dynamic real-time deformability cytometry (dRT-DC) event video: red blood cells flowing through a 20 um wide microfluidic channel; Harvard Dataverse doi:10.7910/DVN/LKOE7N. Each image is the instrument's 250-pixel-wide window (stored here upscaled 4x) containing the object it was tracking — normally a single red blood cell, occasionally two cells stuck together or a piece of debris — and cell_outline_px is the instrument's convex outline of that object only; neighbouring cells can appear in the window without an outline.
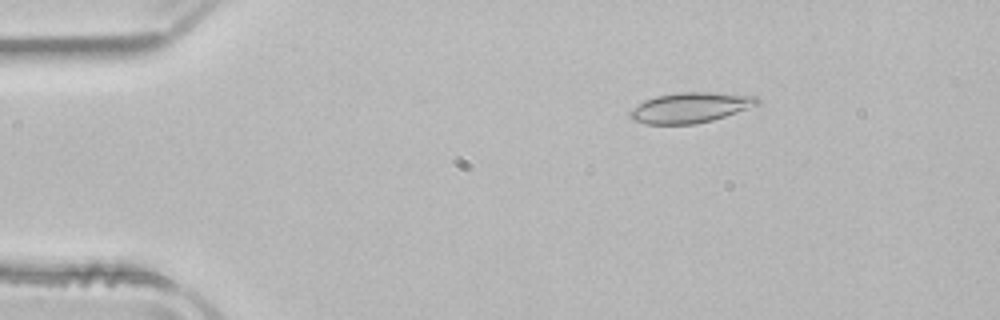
{"species": "common noctule bat (a hibernating species)", "species_latin": "Nyctalus noctula", "temperature_condition": "room temperature", "stored_images_in_passage": 4, "camera_frame_rate_fps": 3000, "um_per_image_px": 0.085, "animal": {"sex": "male", "body_mass_g": 21.5, "forearm_length_mm": 52.0}, "frame": {"image": 1, "passage_image": 4, "time_ms": 1.0, "image_size_px": [1000, 320], "cell_outline_px": [[760, 104], [712, 120], [696, 124], [644, 124], [632, 120], [628, 116], [628, 112], [632, 108], [644, 100], [656, 96], [676, 92], [716, 92], [756, 96], [760, 100]], "centroid_in_image_um": [58.64, 9.14], "position_along_channel_um": 26.4, "area_um2": 22.66}}